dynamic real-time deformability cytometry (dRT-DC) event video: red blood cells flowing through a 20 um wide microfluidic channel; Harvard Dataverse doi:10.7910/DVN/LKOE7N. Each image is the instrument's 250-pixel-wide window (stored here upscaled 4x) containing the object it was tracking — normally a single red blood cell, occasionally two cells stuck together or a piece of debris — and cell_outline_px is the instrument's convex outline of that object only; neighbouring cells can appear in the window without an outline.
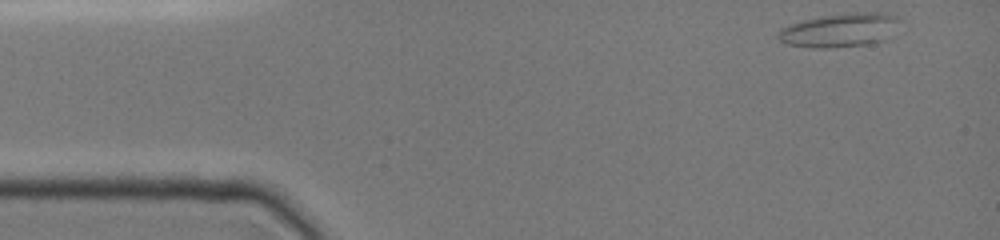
{"species": "common noctule bat (a hibernating species)", "species_latin": "Nyctalus noctula", "temperature_condition": "cold", "stored_images_in_passage": 5, "camera_frame_rate_fps": 3000, "um_per_image_px": 0.085, "animal": {"sex": "female", "body_mass_g": 19.0, "forearm_length_mm": 51.5}, "frame": {"image": 1, "passage_image": 1, "time_ms": 0.0, "image_size_px": [1000, 240], "cell_outline_px": [[904, 20], [880, 40], [868, 44], [828, 48], [812, 48], [788, 44], [780, 40], [776, 36], [780, 28], [804, 20], [820, 16], [848, 12], [880, 12], [896, 16]], "centroid_in_image_um": [71.35, 2.54], "position_along_channel_um": 13.6, "area_um2": 23.76}}